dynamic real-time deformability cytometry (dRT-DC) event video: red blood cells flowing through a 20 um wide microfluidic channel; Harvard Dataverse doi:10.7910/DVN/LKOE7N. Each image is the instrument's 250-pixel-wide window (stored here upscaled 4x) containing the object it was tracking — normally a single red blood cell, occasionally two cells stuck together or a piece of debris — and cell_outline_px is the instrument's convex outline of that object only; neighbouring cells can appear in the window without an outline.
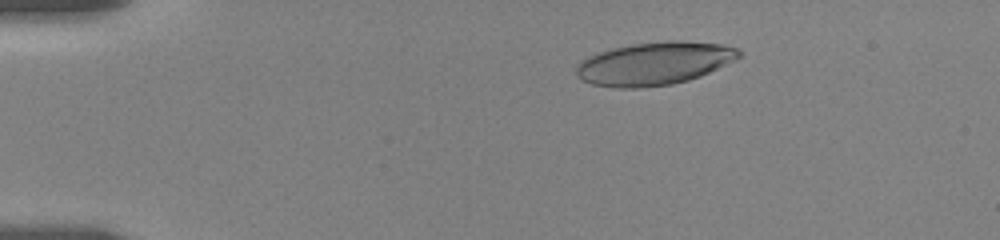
{"species": "human", "species_latin": "Homo sapiens", "temperature_condition": "room temperature", "stored_images_in_passage": 18, "camera_frame_rate_fps": 3000, "um_per_image_px": 0.085, "donor": {"sex": "female"}, "frame": {"image": 1, "passage_image": 4, "time_ms": 3.0, "image_size_px": [1000, 240], "cell_outline_px": [[740, 56], [700, 76], [688, 80], [672, 84], [640, 88], [612, 88], [592, 84], [580, 80], [576, 76], [576, 68], [580, 60], [596, 52], [612, 48], [632, 44], [668, 40], [680, 40], [724, 44], [736, 48], [740, 52]], "centroid_in_image_um": [55.54, 5.39], "position_along_channel_um": 29.5, "area_um2": 40.86}}
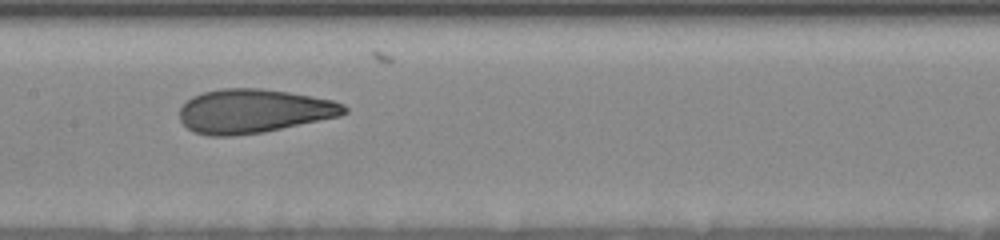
{"frame": {"image": 2, "passage_image": 10, "time_ms": 9.333, "image_size_px": [1000, 240], "cell_outline_px": [[348, 112], [340, 116], [264, 132], [232, 136], [208, 136], [192, 132], [180, 120], [180, 108], [192, 96], [204, 92], [224, 88], [260, 88], [288, 92], [332, 100], [344, 104], [348, 108]], "centroid_in_image_um": [21.56, 9.45], "position_along_channel_um": 185.8, "area_um2": 42.14}}
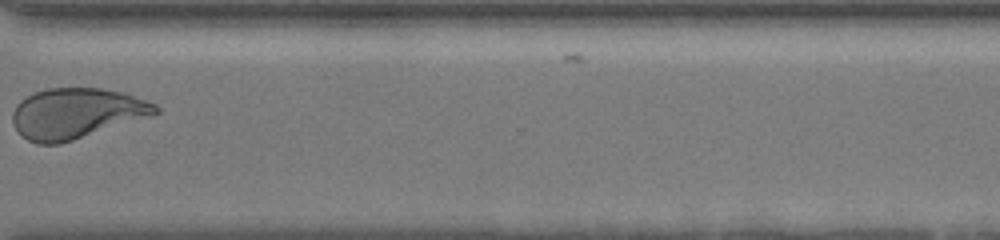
{"frame": {"image": 3, "passage_image": 14, "time_ms": 14.333, "image_size_px": [1000, 240], "cell_outline_px": [[160, 112], [156, 116], [60, 144], [36, 144], [20, 136], [12, 124], [12, 112], [16, 104], [20, 100], [36, 92], [48, 88], [100, 88], [124, 92], [156, 104], [160, 108]], "centroid_in_image_um": [6.53, 9.65], "position_along_channel_um": 364.1, "area_um2": 42.77}, "authors_computed_cell_mechanics": {"area_um2": 42.0495, "velocity_mm_per_s": 3.5781, "shape_relaxation_time_tau1_ms": 4.2137, "shape_relaxation_time_tau2_ms": 0.7986, "deformation_change_tau1": 0.1818, "deformation_change_tau2": 0.072}}